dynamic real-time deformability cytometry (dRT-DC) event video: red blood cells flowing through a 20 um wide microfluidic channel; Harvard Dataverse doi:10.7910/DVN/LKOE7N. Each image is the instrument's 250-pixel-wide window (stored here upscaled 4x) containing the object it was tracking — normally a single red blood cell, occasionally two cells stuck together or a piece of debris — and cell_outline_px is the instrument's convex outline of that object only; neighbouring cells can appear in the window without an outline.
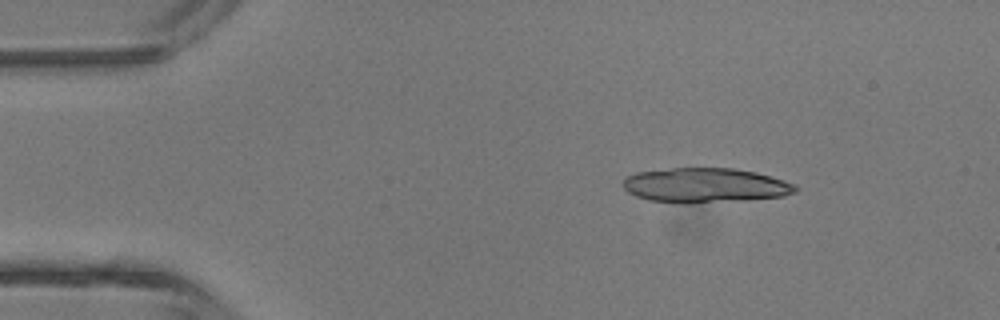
{"species": "common noctule bat (a hibernating species)", "species_latin": "Nyctalus noctula", "temperature_condition": "room temperature", "stored_images_in_passage": 2, "camera_frame_rate_fps": 3000, "um_per_image_px": 0.085, "animal": {"sex": "male", "body_mass_g": 13.3}, "frame": {"image": 1, "passage_image": 1, "time_ms": 0.0, "image_size_px": [1000, 320], "cell_outline_px": [[800, 188], [796, 192], [784, 196], [684, 204], [680, 204], [648, 200], [636, 196], [628, 192], [624, 188], [624, 180], [628, 176], [636, 172], [672, 168], [732, 168], [756, 172], [784, 180]], "centroid_in_image_um": [59.92, 15.75], "position_along_channel_um": 25.1, "area_um2": 34.68}}